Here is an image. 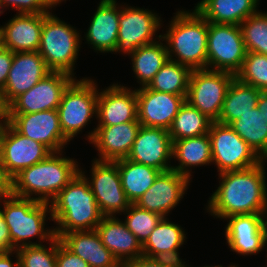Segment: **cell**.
<instances>
[{"label":"cell","instance_id":"obj_42","mask_svg":"<svg viewBox=\"0 0 267 267\" xmlns=\"http://www.w3.org/2000/svg\"><path fill=\"white\" fill-rule=\"evenodd\" d=\"M126 267H184L181 263L160 258H149L140 256L139 258L124 262Z\"/></svg>","mask_w":267,"mask_h":267},{"label":"cell","instance_id":"obj_35","mask_svg":"<svg viewBox=\"0 0 267 267\" xmlns=\"http://www.w3.org/2000/svg\"><path fill=\"white\" fill-rule=\"evenodd\" d=\"M191 72L189 67L168 60L146 87L173 95H187Z\"/></svg>","mask_w":267,"mask_h":267},{"label":"cell","instance_id":"obj_24","mask_svg":"<svg viewBox=\"0 0 267 267\" xmlns=\"http://www.w3.org/2000/svg\"><path fill=\"white\" fill-rule=\"evenodd\" d=\"M102 243L120 262L139 258L143 255L141 242L127 228L124 221L115 216H104L96 227Z\"/></svg>","mask_w":267,"mask_h":267},{"label":"cell","instance_id":"obj_37","mask_svg":"<svg viewBox=\"0 0 267 267\" xmlns=\"http://www.w3.org/2000/svg\"><path fill=\"white\" fill-rule=\"evenodd\" d=\"M235 77L242 83L267 91V55L247 52Z\"/></svg>","mask_w":267,"mask_h":267},{"label":"cell","instance_id":"obj_6","mask_svg":"<svg viewBox=\"0 0 267 267\" xmlns=\"http://www.w3.org/2000/svg\"><path fill=\"white\" fill-rule=\"evenodd\" d=\"M77 29L54 16L43 14L39 54L52 72L74 75V66L81 47V35Z\"/></svg>","mask_w":267,"mask_h":267},{"label":"cell","instance_id":"obj_51","mask_svg":"<svg viewBox=\"0 0 267 267\" xmlns=\"http://www.w3.org/2000/svg\"><path fill=\"white\" fill-rule=\"evenodd\" d=\"M1 9H2V10H1ZM3 11H4V7H3L2 2H1V0H0V14H3Z\"/></svg>","mask_w":267,"mask_h":267},{"label":"cell","instance_id":"obj_38","mask_svg":"<svg viewBox=\"0 0 267 267\" xmlns=\"http://www.w3.org/2000/svg\"><path fill=\"white\" fill-rule=\"evenodd\" d=\"M123 214H127L124 221L127 228L141 244L147 240L150 233L163 218L161 215L142 209L136 204H130Z\"/></svg>","mask_w":267,"mask_h":267},{"label":"cell","instance_id":"obj_27","mask_svg":"<svg viewBox=\"0 0 267 267\" xmlns=\"http://www.w3.org/2000/svg\"><path fill=\"white\" fill-rule=\"evenodd\" d=\"M186 234L180 225L164 217L142 244L143 256L169 259L187 265L179 256V248L184 244Z\"/></svg>","mask_w":267,"mask_h":267},{"label":"cell","instance_id":"obj_12","mask_svg":"<svg viewBox=\"0 0 267 267\" xmlns=\"http://www.w3.org/2000/svg\"><path fill=\"white\" fill-rule=\"evenodd\" d=\"M124 6H120L118 44L114 52L130 56L139 47L161 38L162 34L155 39L154 36L162 26V20L148 9Z\"/></svg>","mask_w":267,"mask_h":267},{"label":"cell","instance_id":"obj_21","mask_svg":"<svg viewBox=\"0 0 267 267\" xmlns=\"http://www.w3.org/2000/svg\"><path fill=\"white\" fill-rule=\"evenodd\" d=\"M189 183L190 179L187 176L176 171L161 172L153 185L135 204L164 218L179 204L187 191Z\"/></svg>","mask_w":267,"mask_h":267},{"label":"cell","instance_id":"obj_4","mask_svg":"<svg viewBox=\"0 0 267 267\" xmlns=\"http://www.w3.org/2000/svg\"><path fill=\"white\" fill-rule=\"evenodd\" d=\"M169 24L161 35L169 60L191 70L207 69L208 21L194 8L177 11Z\"/></svg>","mask_w":267,"mask_h":267},{"label":"cell","instance_id":"obj_25","mask_svg":"<svg viewBox=\"0 0 267 267\" xmlns=\"http://www.w3.org/2000/svg\"><path fill=\"white\" fill-rule=\"evenodd\" d=\"M2 27L6 49L13 53L38 51L43 27V14L16 13Z\"/></svg>","mask_w":267,"mask_h":267},{"label":"cell","instance_id":"obj_10","mask_svg":"<svg viewBox=\"0 0 267 267\" xmlns=\"http://www.w3.org/2000/svg\"><path fill=\"white\" fill-rule=\"evenodd\" d=\"M208 135L212 163L219 173L247 169L262 161L229 125L212 122Z\"/></svg>","mask_w":267,"mask_h":267},{"label":"cell","instance_id":"obj_30","mask_svg":"<svg viewBox=\"0 0 267 267\" xmlns=\"http://www.w3.org/2000/svg\"><path fill=\"white\" fill-rule=\"evenodd\" d=\"M115 162L118 166L122 188L131 204H135L140 199L161 173L154 167L139 164L127 158Z\"/></svg>","mask_w":267,"mask_h":267},{"label":"cell","instance_id":"obj_17","mask_svg":"<svg viewBox=\"0 0 267 267\" xmlns=\"http://www.w3.org/2000/svg\"><path fill=\"white\" fill-rule=\"evenodd\" d=\"M51 153L42 143L20 134L6 120L0 158L12 178L23 169L44 160Z\"/></svg>","mask_w":267,"mask_h":267},{"label":"cell","instance_id":"obj_2","mask_svg":"<svg viewBox=\"0 0 267 267\" xmlns=\"http://www.w3.org/2000/svg\"><path fill=\"white\" fill-rule=\"evenodd\" d=\"M55 236L67 232L96 230L104 215L92 193L89 182L79 172L50 202Z\"/></svg>","mask_w":267,"mask_h":267},{"label":"cell","instance_id":"obj_36","mask_svg":"<svg viewBox=\"0 0 267 267\" xmlns=\"http://www.w3.org/2000/svg\"><path fill=\"white\" fill-rule=\"evenodd\" d=\"M239 26L246 51L267 55V12L258 10Z\"/></svg>","mask_w":267,"mask_h":267},{"label":"cell","instance_id":"obj_28","mask_svg":"<svg viewBox=\"0 0 267 267\" xmlns=\"http://www.w3.org/2000/svg\"><path fill=\"white\" fill-rule=\"evenodd\" d=\"M259 0H201L195 9L209 22L240 25L258 11Z\"/></svg>","mask_w":267,"mask_h":267},{"label":"cell","instance_id":"obj_32","mask_svg":"<svg viewBox=\"0 0 267 267\" xmlns=\"http://www.w3.org/2000/svg\"><path fill=\"white\" fill-rule=\"evenodd\" d=\"M229 126L261 160H267V121L257 106L232 121Z\"/></svg>","mask_w":267,"mask_h":267},{"label":"cell","instance_id":"obj_40","mask_svg":"<svg viewBox=\"0 0 267 267\" xmlns=\"http://www.w3.org/2000/svg\"><path fill=\"white\" fill-rule=\"evenodd\" d=\"M4 9L9 6L18 14H50L53 7L48 0H1ZM7 7V8H5Z\"/></svg>","mask_w":267,"mask_h":267},{"label":"cell","instance_id":"obj_33","mask_svg":"<svg viewBox=\"0 0 267 267\" xmlns=\"http://www.w3.org/2000/svg\"><path fill=\"white\" fill-rule=\"evenodd\" d=\"M159 41L136 49L131 55L132 70L141 87L147 86L155 74L169 60L167 46Z\"/></svg>","mask_w":267,"mask_h":267},{"label":"cell","instance_id":"obj_16","mask_svg":"<svg viewBox=\"0 0 267 267\" xmlns=\"http://www.w3.org/2000/svg\"><path fill=\"white\" fill-rule=\"evenodd\" d=\"M266 218V219H265ZM225 226V239L231 251L256 255L267 244V214L232 215Z\"/></svg>","mask_w":267,"mask_h":267},{"label":"cell","instance_id":"obj_23","mask_svg":"<svg viewBox=\"0 0 267 267\" xmlns=\"http://www.w3.org/2000/svg\"><path fill=\"white\" fill-rule=\"evenodd\" d=\"M116 0H100L85 39L99 53H112L118 44L120 6Z\"/></svg>","mask_w":267,"mask_h":267},{"label":"cell","instance_id":"obj_54","mask_svg":"<svg viewBox=\"0 0 267 267\" xmlns=\"http://www.w3.org/2000/svg\"><path fill=\"white\" fill-rule=\"evenodd\" d=\"M228 267H238V265H233V264H231L230 266H228Z\"/></svg>","mask_w":267,"mask_h":267},{"label":"cell","instance_id":"obj_19","mask_svg":"<svg viewBox=\"0 0 267 267\" xmlns=\"http://www.w3.org/2000/svg\"><path fill=\"white\" fill-rule=\"evenodd\" d=\"M98 121L96 127H107L126 122H138L136 89L114 83L99 92L97 100Z\"/></svg>","mask_w":267,"mask_h":267},{"label":"cell","instance_id":"obj_45","mask_svg":"<svg viewBox=\"0 0 267 267\" xmlns=\"http://www.w3.org/2000/svg\"><path fill=\"white\" fill-rule=\"evenodd\" d=\"M11 251V238L8 226L0 213V253Z\"/></svg>","mask_w":267,"mask_h":267},{"label":"cell","instance_id":"obj_50","mask_svg":"<svg viewBox=\"0 0 267 267\" xmlns=\"http://www.w3.org/2000/svg\"><path fill=\"white\" fill-rule=\"evenodd\" d=\"M63 1H66V0H48V2L50 3V5L52 6V7H56L57 6V4L59 5L61 2H63Z\"/></svg>","mask_w":267,"mask_h":267},{"label":"cell","instance_id":"obj_5","mask_svg":"<svg viewBox=\"0 0 267 267\" xmlns=\"http://www.w3.org/2000/svg\"><path fill=\"white\" fill-rule=\"evenodd\" d=\"M1 201L3 209L0 208V213L8 226L11 251L24 246L42 245L41 240L50 242L56 237L54 227L45 228L48 213L50 217L47 220H52L49 203L14 195L0 199V205ZM37 236L40 240L38 243L29 240Z\"/></svg>","mask_w":267,"mask_h":267},{"label":"cell","instance_id":"obj_52","mask_svg":"<svg viewBox=\"0 0 267 267\" xmlns=\"http://www.w3.org/2000/svg\"><path fill=\"white\" fill-rule=\"evenodd\" d=\"M115 267H126V265L124 263H118Z\"/></svg>","mask_w":267,"mask_h":267},{"label":"cell","instance_id":"obj_3","mask_svg":"<svg viewBox=\"0 0 267 267\" xmlns=\"http://www.w3.org/2000/svg\"><path fill=\"white\" fill-rule=\"evenodd\" d=\"M63 155V151L52 152L44 160L23 169L13 178V195L50 204L80 172L78 162Z\"/></svg>","mask_w":267,"mask_h":267},{"label":"cell","instance_id":"obj_34","mask_svg":"<svg viewBox=\"0 0 267 267\" xmlns=\"http://www.w3.org/2000/svg\"><path fill=\"white\" fill-rule=\"evenodd\" d=\"M212 120L185 101L175 116L169 134L172 141L208 134Z\"/></svg>","mask_w":267,"mask_h":267},{"label":"cell","instance_id":"obj_53","mask_svg":"<svg viewBox=\"0 0 267 267\" xmlns=\"http://www.w3.org/2000/svg\"><path fill=\"white\" fill-rule=\"evenodd\" d=\"M185 267H188V265H186ZM189 267H190V265H189ZM203 267V266H202ZM204 267H223L222 265H215V266H204Z\"/></svg>","mask_w":267,"mask_h":267},{"label":"cell","instance_id":"obj_15","mask_svg":"<svg viewBox=\"0 0 267 267\" xmlns=\"http://www.w3.org/2000/svg\"><path fill=\"white\" fill-rule=\"evenodd\" d=\"M51 72L38 51L14 53L6 85L0 92V109L3 111Z\"/></svg>","mask_w":267,"mask_h":267},{"label":"cell","instance_id":"obj_44","mask_svg":"<svg viewBox=\"0 0 267 267\" xmlns=\"http://www.w3.org/2000/svg\"><path fill=\"white\" fill-rule=\"evenodd\" d=\"M13 195V178L8 174L0 158V199Z\"/></svg>","mask_w":267,"mask_h":267},{"label":"cell","instance_id":"obj_1","mask_svg":"<svg viewBox=\"0 0 267 267\" xmlns=\"http://www.w3.org/2000/svg\"><path fill=\"white\" fill-rule=\"evenodd\" d=\"M265 162L262 160L243 170L218 173L221 182L208 200L207 212L219 219L232 215L267 214Z\"/></svg>","mask_w":267,"mask_h":267},{"label":"cell","instance_id":"obj_20","mask_svg":"<svg viewBox=\"0 0 267 267\" xmlns=\"http://www.w3.org/2000/svg\"><path fill=\"white\" fill-rule=\"evenodd\" d=\"M138 101V122L141 126L169 130L186 95H173L148 89H136Z\"/></svg>","mask_w":267,"mask_h":267},{"label":"cell","instance_id":"obj_43","mask_svg":"<svg viewBox=\"0 0 267 267\" xmlns=\"http://www.w3.org/2000/svg\"><path fill=\"white\" fill-rule=\"evenodd\" d=\"M13 52L9 49L0 51V92L4 89L8 78L9 70L13 60Z\"/></svg>","mask_w":267,"mask_h":267},{"label":"cell","instance_id":"obj_41","mask_svg":"<svg viewBox=\"0 0 267 267\" xmlns=\"http://www.w3.org/2000/svg\"><path fill=\"white\" fill-rule=\"evenodd\" d=\"M56 267H89V264L69 251L57 237Z\"/></svg>","mask_w":267,"mask_h":267},{"label":"cell","instance_id":"obj_26","mask_svg":"<svg viewBox=\"0 0 267 267\" xmlns=\"http://www.w3.org/2000/svg\"><path fill=\"white\" fill-rule=\"evenodd\" d=\"M59 239L69 251L86 261L89 267H115L119 263L104 246L96 230L67 232Z\"/></svg>","mask_w":267,"mask_h":267},{"label":"cell","instance_id":"obj_11","mask_svg":"<svg viewBox=\"0 0 267 267\" xmlns=\"http://www.w3.org/2000/svg\"><path fill=\"white\" fill-rule=\"evenodd\" d=\"M90 172L91 177H86L80 167V173L89 182L101 213L104 216L124 213L131 203L122 188L117 163L93 159Z\"/></svg>","mask_w":267,"mask_h":267},{"label":"cell","instance_id":"obj_39","mask_svg":"<svg viewBox=\"0 0 267 267\" xmlns=\"http://www.w3.org/2000/svg\"><path fill=\"white\" fill-rule=\"evenodd\" d=\"M46 245L24 246L17 249L19 267H56L57 237Z\"/></svg>","mask_w":267,"mask_h":267},{"label":"cell","instance_id":"obj_48","mask_svg":"<svg viewBox=\"0 0 267 267\" xmlns=\"http://www.w3.org/2000/svg\"><path fill=\"white\" fill-rule=\"evenodd\" d=\"M5 127H6V118L2 113H0V157H1V148H2V138L5 132Z\"/></svg>","mask_w":267,"mask_h":267},{"label":"cell","instance_id":"obj_49","mask_svg":"<svg viewBox=\"0 0 267 267\" xmlns=\"http://www.w3.org/2000/svg\"><path fill=\"white\" fill-rule=\"evenodd\" d=\"M5 49L3 27L0 26V51Z\"/></svg>","mask_w":267,"mask_h":267},{"label":"cell","instance_id":"obj_22","mask_svg":"<svg viewBox=\"0 0 267 267\" xmlns=\"http://www.w3.org/2000/svg\"><path fill=\"white\" fill-rule=\"evenodd\" d=\"M141 124L126 122L122 124L96 127L86 136L98 151L99 161L115 162L128 157Z\"/></svg>","mask_w":267,"mask_h":267},{"label":"cell","instance_id":"obj_46","mask_svg":"<svg viewBox=\"0 0 267 267\" xmlns=\"http://www.w3.org/2000/svg\"><path fill=\"white\" fill-rule=\"evenodd\" d=\"M16 256V262L13 263L10 256ZM0 267H19V255L16 250L0 253Z\"/></svg>","mask_w":267,"mask_h":267},{"label":"cell","instance_id":"obj_14","mask_svg":"<svg viewBox=\"0 0 267 267\" xmlns=\"http://www.w3.org/2000/svg\"><path fill=\"white\" fill-rule=\"evenodd\" d=\"M75 78L64 72H51L31 89L15 98L3 113H36L58 109L62 95Z\"/></svg>","mask_w":267,"mask_h":267},{"label":"cell","instance_id":"obj_7","mask_svg":"<svg viewBox=\"0 0 267 267\" xmlns=\"http://www.w3.org/2000/svg\"><path fill=\"white\" fill-rule=\"evenodd\" d=\"M98 86L88 78L75 79L65 89L58 106L59 121L64 136L70 141L97 114Z\"/></svg>","mask_w":267,"mask_h":267},{"label":"cell","instance_id":"obj_13","mask_svg":"<svg viewBox=\"0 0 267 267\" xmlns=\"http://www.w3.org/2000/svg\"><path fill=\"white\" fill-rule=\"evenodd\" d=\"M22 135L42 143L51 152H60L70 142L63 134L57 109L36 113H3Z\"/></svg>","mask_w":267,"mask_h":267},{"label":"cell","instance_id":"obj_47","mask_svg":"<svg viewBox=\"0 0 267 267\" xmlns=\"http://www.w3.org/2000/svg\"><path fill=\"white\" fill-rule=\"evenodd\" d=\"M257 107L259 111H262V114L267 121V91H261L257 101Z\"/></svg>","mask_w":267,"mask_h":267},{"label":"cell","instance_id":"obj_8","mask_svg":"<svg viewBox=\"0 0 267 267\" xmlns=\"http://www.w3.org/2000/svg\"><path fill=\"white\" fill-rule=\"evenodd\" d=\"M246 53L239 25L208 22L207 69L236 75Z\"/></svg>","mask_w":267,"mask_h":267},{"label":"cell","instance_id":"obj_9","mask_svg":"<svg viewBox=\"0 0 267 267\" xmlns=\"http://www.w3.org/2000/svg\"><path fill=\"white\" fill-rule=\"evenodd\" d=\"M234 78L235 75L223 71L192 70L185 101L216 122Z\"/></svg>","mask_w":267,"mask_h":267},{"label":"cell","instance_id":"obj_29","mask_svg":"<svg viewBox=\"0 0 267 267\" xmlns=\"http://www.w3.org/2000/svg\"><path fill=\"white\" fill-rule=\"evenodd\" d=\"M172 158L179 161L171 170L181 175H191V167L212 164L211 141L208 134L172 141Z\"/></svg>","mask_w":267,"mask_h":267},{"label":"cell","instance_id":"obj_31","mask_svg":"<svg viewBox=\"0 0 267 267\" xmlns=\"http://www.w3.org/2000/svg\"><path fill=\"white\" fill-rule=\"evenodd\" d=\"M261 91L254 86L240 82L236 77L232 80L224 103L216 122L229 125L246 112L257 106Z\"/></svg>","mask_w":267,"mask_h":267},{"label":"cell","instance_id":"obj_18","mask_svg":"<svg viewBox=\"0 0 267 267\" xmlns=\"http://www.w3.org/2000/svg\"><path fill=\"white\" fill-rule=\"evenodd\" d=\"M172 140L169 131L140 126L127 159L166 172L172 166Z\"/></svg>","mask_w":267,"mask_h":267}]
</instances>
